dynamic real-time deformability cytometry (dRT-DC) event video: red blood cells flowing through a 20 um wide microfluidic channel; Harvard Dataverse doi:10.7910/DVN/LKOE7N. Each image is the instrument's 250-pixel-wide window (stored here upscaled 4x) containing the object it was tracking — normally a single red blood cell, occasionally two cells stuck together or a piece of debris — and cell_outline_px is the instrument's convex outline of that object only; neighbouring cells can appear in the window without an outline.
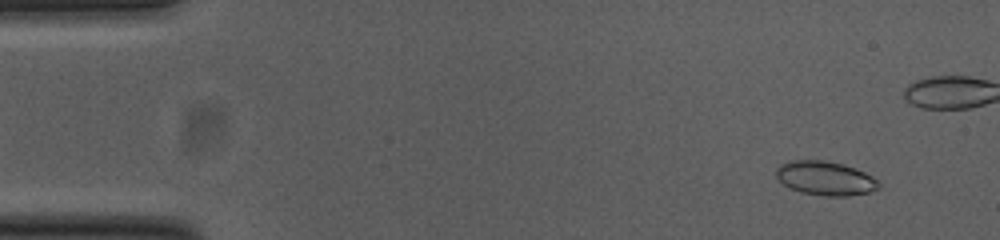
{"species": "common noctule bat (a hibernating species)", "species_latin": "Nyctalus noctula", "temperature_condition": "cold", "stored_images_in_passage": 55, "camera_frame_rate_fps": 3000, "um_per_image_px": 0.085, "animal": {"sex": "female", "body_mass_g": 23.0, "forearm_length_mm": 53.4}, "frame": {"image": 1, "passage_image": 5, "time_ms": 1.333, "image_size_px": [1000, 240], "cell_outline_px": [[880, 188], [868, 192], [848, 196], [824, 196], [800, 192], [784, 184], [776, 176], [776, 168], [780, 164], [792, 160], [824, 160], [844, 164], [864, 172], [872, 176], [880, 184]], "centroid_in_image_um": [70.15, 15.15], "position_along_channel_um": 14.8, "area_um2": 20.29}}
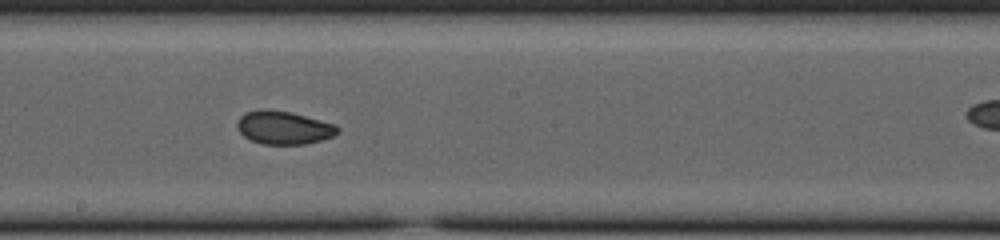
{"frame": {"image": 2, "passage_image": 30, "time_ms": 9.667, "image_size_px": [1000, 240], "cell_outline_px": [[340, 132], [324, 140], [304, 144], [260, 144], [244, 136], [240, 132], [236, 124], [240, 116], [244, 112], [292, 112], [336, 124], [340, 128]], "centroid_in_image_um": [24.19, 10.89], "position_along_channel_um": 224.0, "area_um2": 19.02}}
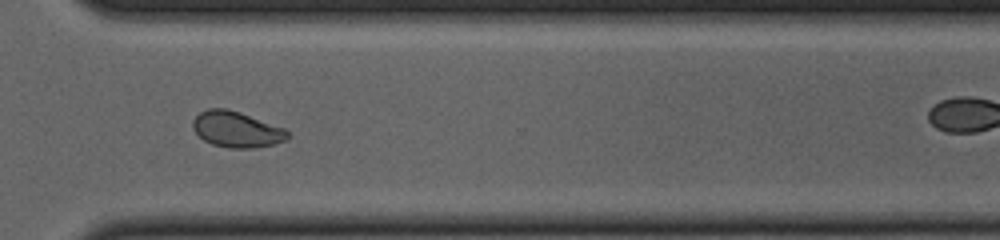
{"frame": {"image": 3, "passage_image": 40, "time_ms": 13.0, "image_size_px": [1000, 240], "cell_outline_px": [[288, 136], [284, 140], [272, 144], [256, 148], [228, 148], [212, 144], [204, 140], [192, 128], [192, 120], [200, 112], [208, 108], [228, 108], [240, 112], [284, 128], [288, 132]], "centroid_in_image_um": [20.07, 10.99], "position_along_channel_um": 350.5, "area_um2": 19.71}, "authors_computed_cell_mechanics": {"area_um2": 19.941, "velocity_mm_per_s": 3.7844, "shape_relaxation_time_tau1_ms": null, "shape_relaxation_time_tau2_ms": 1.8401, "deformation_change_tau1": null, "deformation_change_tau2": 0.0602}}